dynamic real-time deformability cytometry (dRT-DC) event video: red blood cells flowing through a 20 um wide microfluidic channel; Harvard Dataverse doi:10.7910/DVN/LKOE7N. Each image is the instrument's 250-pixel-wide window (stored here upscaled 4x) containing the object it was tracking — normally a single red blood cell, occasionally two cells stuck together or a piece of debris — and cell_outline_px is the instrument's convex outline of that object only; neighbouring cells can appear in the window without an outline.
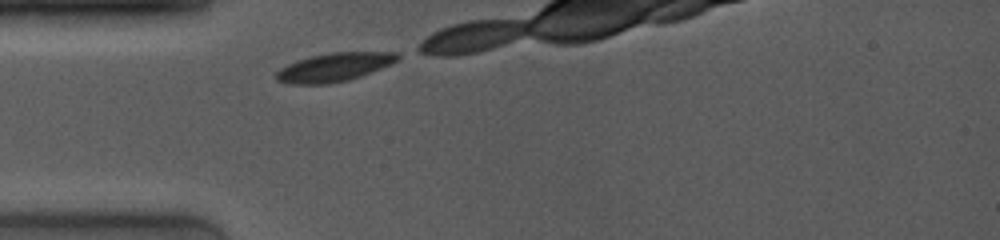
{"species": "common noctule bat (a hibernating species)", "species_latin": "Nyctalus noctula", "temperature_condition": "room temperature", "stored_images_in_passage": 5, "camera_frame_rate_fps": 4000, "um_per_image_px": 0.085, "animal": {"sex": "female", "body_mass_g": 19.0, "forearm_length_mm": 53.3}, "frame": {"image": 1, "passage_image": 1, "time_ms": 0.0, "image_size_px": [1000, 240], "cell_outline_px": [[400, 56], [392, 64], [360, 76], [348, 80], [328, 84], [288, 84], [276, 80], [276, 72], [280, 68], [296, 60], [312, 56], [332, 52], [396, 52]], "centroid_in_image_um": [28.38, 5.71], "position_along_channel_um": 56.6, "area_um2": 20.11}}